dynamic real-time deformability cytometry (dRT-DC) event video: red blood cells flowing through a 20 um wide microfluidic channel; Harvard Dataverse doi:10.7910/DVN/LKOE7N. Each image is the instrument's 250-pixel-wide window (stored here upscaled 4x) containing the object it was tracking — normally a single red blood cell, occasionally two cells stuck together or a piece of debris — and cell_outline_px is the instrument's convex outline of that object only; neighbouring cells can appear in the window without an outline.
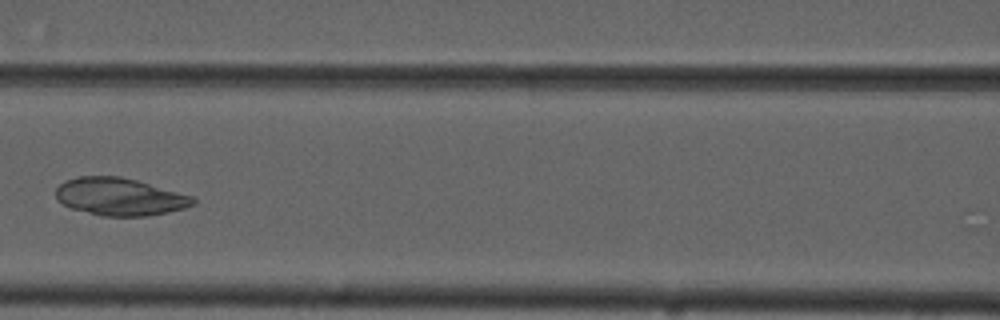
{"species": "common noctule bat (a hibernating species)", "species_latin": "Nyctalus noctula", "temperature_condition": "cold", "stored_images_in_passage": 8, "camera_frame_rate_fps": 3000, "um_per_image_px": 0.085, "animal": {"sex": "male", "forearm_length_mm": 52.5}, "frame": {"image": 1, "passage_image": 7, "time_ms": 7.0, "image_size_px": [1000, 320], "cell_outline_px": [[196, 204], [184, 208], [168, 212], [148, 216], [100, 216], [72, 208], [64, 204], [56, 196], [56, 188], [64, 180], [76, 176], [120, 176], [136, 180], [192, 196], [196, 200]], "centroid_in_image_um": [10.18, 16.72], "position_along_channel_um": 156.4, "area_um2": 29.94}}
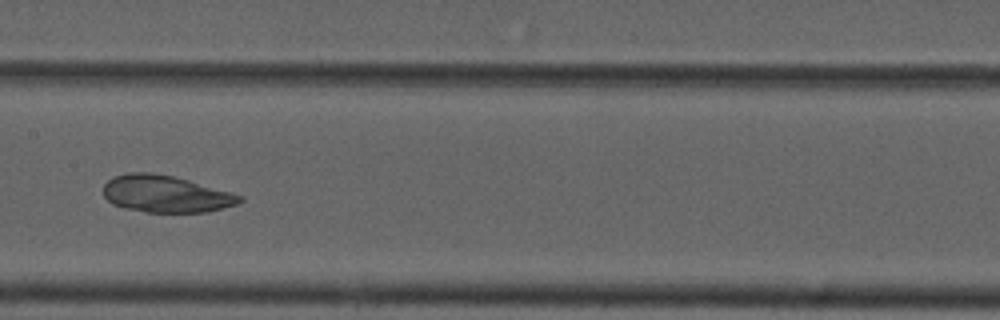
{"frame": {"image": 2, "passage_image": 8, "time_ms": 8.0, "image_size_px": [1000, 320], "cell_outline_px": [[244, 200], [236, 204], [224, 208], [208, 212], [148, 212], [124, 208], [112, 204], [104, 196], [104, 184], [112, 176], [128, 172], [152, 172], [172, 176], [188, 180], [232, 192], [244, 196]], "centroid_in_image_um": [14.09, 16.48], "position_along_channel_um": 193.3, "area_um2": 29.54}}